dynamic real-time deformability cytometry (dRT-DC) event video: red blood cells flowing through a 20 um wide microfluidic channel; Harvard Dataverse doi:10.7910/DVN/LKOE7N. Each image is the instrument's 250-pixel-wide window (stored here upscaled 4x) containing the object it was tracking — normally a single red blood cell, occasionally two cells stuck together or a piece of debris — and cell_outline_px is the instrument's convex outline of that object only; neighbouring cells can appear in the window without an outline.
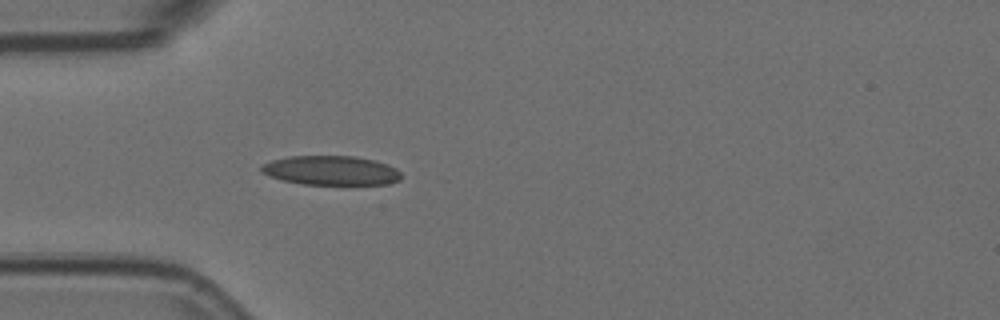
{"species": "Egyptian fruit bat (a non-hibernating species)", "species_latin": "Rousettus aegyptiacus", "temperature_condition": "room temperature", "stored_images_in_passage": 6, "camera_frame_rate_fps": 3000, "um_per_image_px": 0.085, "animal": {"sex": "female"}, "frame": {"image": 1, "passage_image": 6, "time_ms": 1.667, "image_size_px": [1000, 320], "cell_outline_px": [[400, 180], [388, 184], [300, 184], [280, 180], [268, 176], [260, 172], [260, 164], [272, 160], [288, 156], [356, 156], [376, 160], [388, 164], [396, 168], [400, 172]], "centroid_in_image_um": [28.09, 14.48], "position_along_channel_um": 56.9, "area_um2": 24.22}}